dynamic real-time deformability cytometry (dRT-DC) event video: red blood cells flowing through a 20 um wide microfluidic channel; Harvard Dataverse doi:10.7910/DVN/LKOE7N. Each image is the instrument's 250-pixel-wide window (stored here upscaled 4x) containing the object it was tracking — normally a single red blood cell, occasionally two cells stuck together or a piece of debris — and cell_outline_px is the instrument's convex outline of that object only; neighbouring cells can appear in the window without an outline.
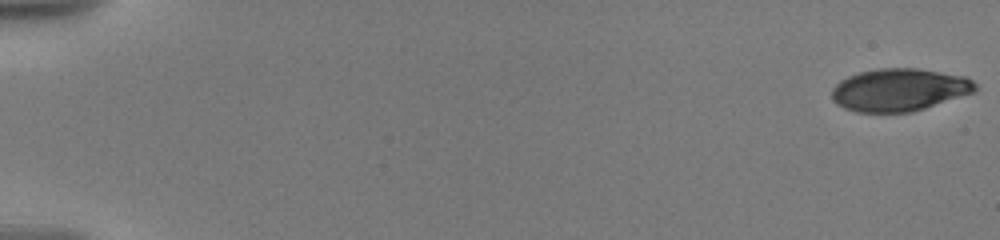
{"species": "human", "species_latin": "Homo sapiens", "temperature_condition": "warm", "stored_images_in_passage": 28, "camera_frame_rate_fps": 3000, "um_per_image_px": 0.085, "donor": {"sex": "male"}, "frame": {"image": 1, "passage_image": 1, "time_ms": 0.0, "image_size_px": [1000, 240], "cell_outline_px": [[976, 92], [912, 112], [856, 112], [844, 108], [836, 104], [832, 100], [832, 88], [840, 80], [848, 76], [860, 72], [880, 68], [916, 68], [964, 76], [972, 80], [976, 84]], "centroid_in_image_um": [76.43, 7.64], "position_along_channel_um": 8.6, "area_um2": 35.66}}